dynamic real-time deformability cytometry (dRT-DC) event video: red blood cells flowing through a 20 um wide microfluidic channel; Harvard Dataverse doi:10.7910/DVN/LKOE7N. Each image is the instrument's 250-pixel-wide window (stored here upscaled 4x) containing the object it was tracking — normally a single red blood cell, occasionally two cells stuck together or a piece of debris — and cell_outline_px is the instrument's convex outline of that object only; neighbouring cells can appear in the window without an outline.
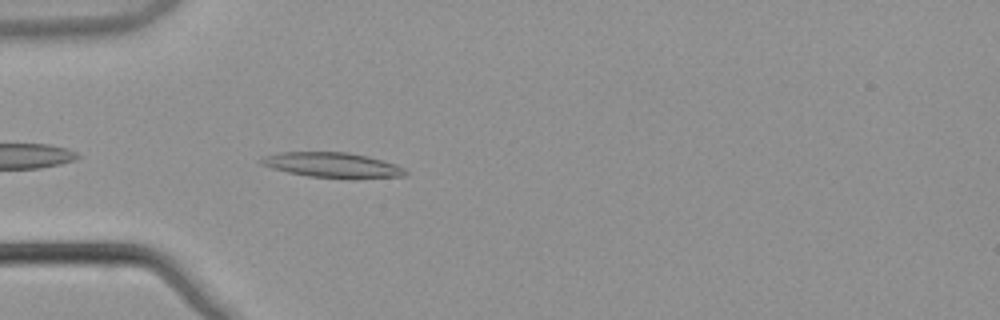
{"species": "common noctule bat (a hibernating species)", "species_latin": "Nyctalus noctula", "temperature_condition": "warm", "stored_images_in_passage": 7, "camera_frame_rate_fps": 3000, "um_per_image_px": 0.085, "animal": {"sex": "male", "body_mass_g": 21.5, "forearm_length_mm": 52.0}, "frame": {"image": 1, "passage_image": 3, "time_ms": 0.667, "image_size_px": [1000, 320], "cell_outline_px": [[408, 172], [404, 176], [308, 176], [288, 172], [272, 168], [260, 164], [256, 160], [280, 152], [348, 152], [368, 156], [396, 164], [404, 168]], "centroid_in_image_um": [28.18, 13.98], "position_along_channel_um": 56.8, "area_um2": 20.11}}
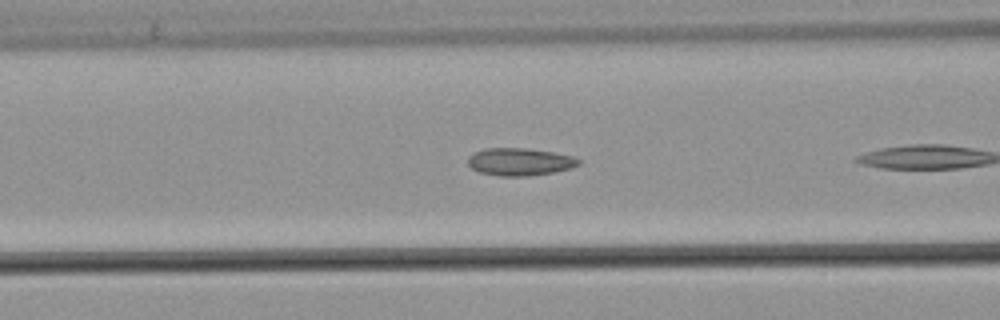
{"frame": {"image": 2, "passage_image": 6, "time_ms": 1.667, "image_size_px": [1000, 320], "cell_outline_px": [[580, 164], [568, 168], [552, 172], [528, 176], [500, 176], [480, 172], [472, 168], [468, 164], [468, 156], [484, 148], [524, 148], [552, 152], [572, 156], [580, 160]], "centroid_in_image_um": [44.15, 13.75], "position_along_channel_um": 122.5, "area_um2": 17.51}}